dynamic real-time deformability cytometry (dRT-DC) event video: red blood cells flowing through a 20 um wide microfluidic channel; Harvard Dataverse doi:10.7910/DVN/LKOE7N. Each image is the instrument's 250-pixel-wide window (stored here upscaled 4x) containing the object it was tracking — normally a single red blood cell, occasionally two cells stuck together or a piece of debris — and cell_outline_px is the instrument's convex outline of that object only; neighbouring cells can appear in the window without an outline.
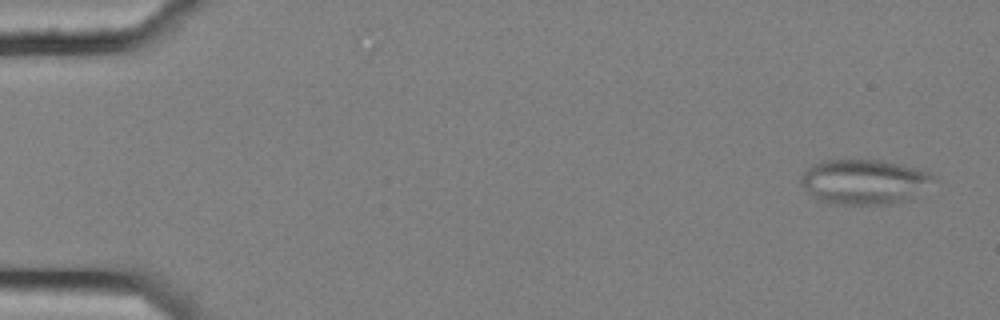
{"species": "common noctule bat (a hibernating species)", "species_latin": "Nyctalus noctula", "temperature_condition": "cold", "stored_images_in_passage": 7, "camera_frame_rate_fps": 3000, "um_per_image_px": 0.085, "animal": {"sex": "female", "body_mass_g": 25.1}, "frame": {"image": 1, "passage_image": 1, "time_ms": 0.0, "image_size_px": [1000, 320], "cell_outline_px": [[936, 176], [908, 200], [888, 204], [828, 204], [820, 200], [804, 188], [800, 184], [800, 176], [812, 164], [820, 160], [880, 160], [916, 168], [932, 172]], "centroid_in_image_um": [73.39, 15.44], "position_along_channel_um": 11.6, "area_um2": 34.33}}